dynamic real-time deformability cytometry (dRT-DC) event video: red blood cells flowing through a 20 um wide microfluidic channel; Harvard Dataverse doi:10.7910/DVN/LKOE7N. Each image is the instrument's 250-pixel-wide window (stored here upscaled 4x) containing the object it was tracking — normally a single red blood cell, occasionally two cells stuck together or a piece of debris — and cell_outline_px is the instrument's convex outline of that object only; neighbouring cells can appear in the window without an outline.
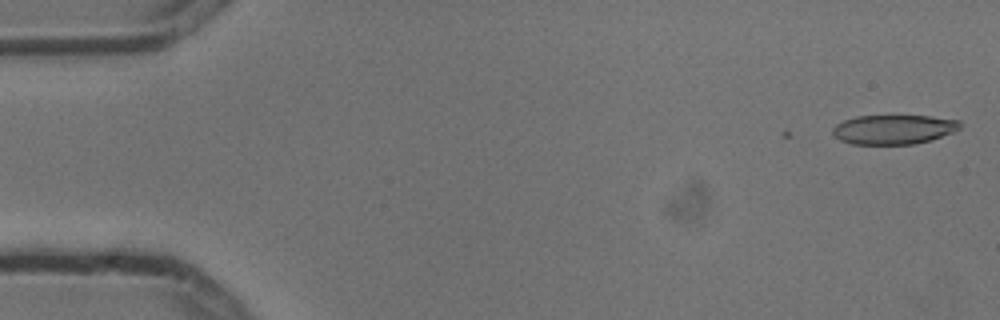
{"species": "common noctule bat (a hibernating species)", "species_latin": "Nyctalus noctula", "temperature_condition": "cold", "stored_images_in_passage": 2, "camera_frame_rate_fps": 3000, "um_per_image_px": 0.085, "animal": {"sex": "male", "body_mass_g": 13.3}, "frame": {"image": 1, "passage_image": 2, "time_ms": 0.333, "image_size_px": [1000, 320], "cell_outline_px": [[960, 128], [952, 132], [932, 140], [912, 144], [852, 144], [840, 140], [832, 132], [832, 128], [836, 124], [844, 120], [856, 116], [928, 116], [960, 120]], "centroid_in_image_um": [75.95, 11.0], "position_along_channel_um": 9.1, "area_um2": 21.73}}